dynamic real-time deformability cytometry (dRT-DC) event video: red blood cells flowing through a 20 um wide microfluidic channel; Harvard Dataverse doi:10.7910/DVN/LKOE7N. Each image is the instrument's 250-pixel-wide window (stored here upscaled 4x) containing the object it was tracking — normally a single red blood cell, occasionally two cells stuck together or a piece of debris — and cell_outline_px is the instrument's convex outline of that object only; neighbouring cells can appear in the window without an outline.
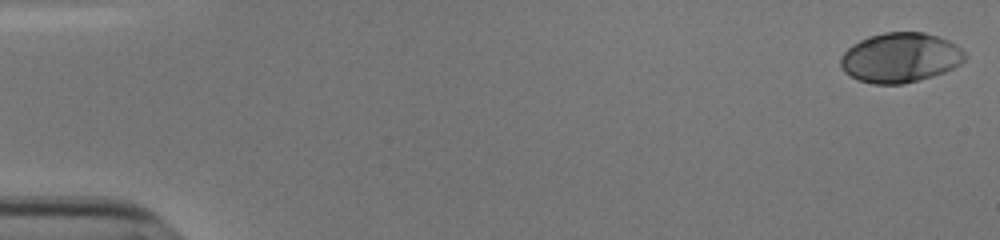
{"species": "human", "species_latin": "Homo sapiens", "temperature_condition": "cold", "stored_images_in_passage": 45, "camera_frame_rate_fps": 3000, "um_per_image_px": 0.085, "donor": {"sex": "male"}, "frame": {"image": 1, "passage_image": 1, "time_ms": 0.0, "image_size_px": [1000, 240], "cell_outline_px": [[964, 60], [960, 64], [944, 72], [932, 76], [904, 84], [872, 84], [860, 80], [844, 72], [840, 68], [840, 56], [852, 44], [868, 36], [884, 32], [924, 32], [948, 40], [956, 44], [964, 52]], "centroid_in_image_um": [76.49, 4.89], "position_along_channel_um": 8.5, "area_um2": 36.01}}
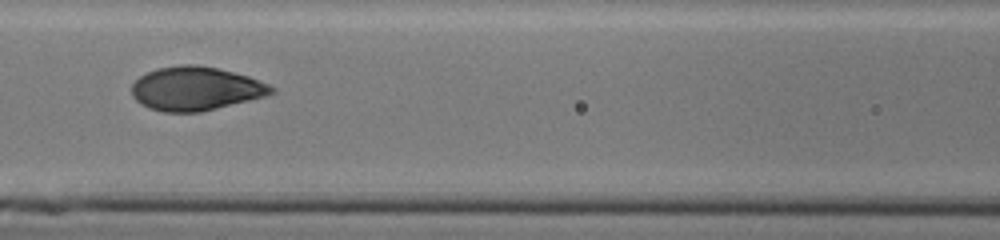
{"frame": {"image": 2, "passage_image": 25, "time_ms": 8.0, "image_size_px": [1000, 240], "cell_outline_px": [[276, 92], [264, 96], [200, 112], [164, 112], [148, 108], [140, 104], [132, 96], [132, 84], [140, 76], [156, 68], [180, 64], [196, 64], [216, 68], [248, 76], [268, 84], [276, 88]], "centroid_in_image_um": [16.6, 7.53], "position_along_channel_um": 150.0, "area_um2": 35.49}}
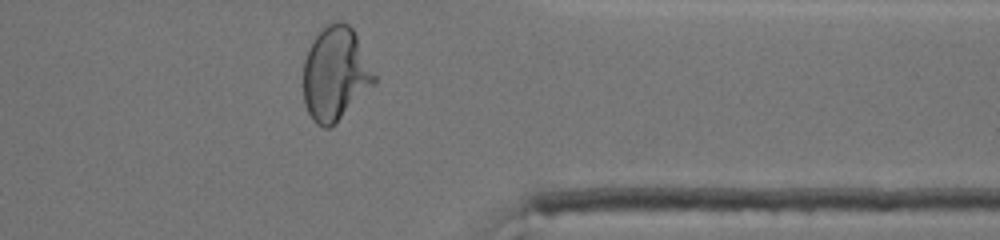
{"frame": {"image": 3, "passage_image": 44, "time_ms": 14.333, "image_size_px": [1000, 240], "cell_outline_px": [[376, 80], [328, 128], [324, 128], [316, 124], [312, 120], [304, 104], [304, 60], [308, 48], [312, 40], [328, 24], [340, 20], [348, 24], [352, 28], [376, 76]], "centroid_in_image_um": [28.46, 6.24], "position_along_channel_um": 382.9, "area_um2": 37.57}, "authors_computed_cell_mechanics": {"area_um2": 35.4314, "velocity_mm_per_s": 3.8065, "shape_relaxation_time_tau1_ms": 3.7224, "shape_relaxation_time_tau2_ms": null, "deformation_change_tau1": 0.1946, "deformation_change_tau2": null}}